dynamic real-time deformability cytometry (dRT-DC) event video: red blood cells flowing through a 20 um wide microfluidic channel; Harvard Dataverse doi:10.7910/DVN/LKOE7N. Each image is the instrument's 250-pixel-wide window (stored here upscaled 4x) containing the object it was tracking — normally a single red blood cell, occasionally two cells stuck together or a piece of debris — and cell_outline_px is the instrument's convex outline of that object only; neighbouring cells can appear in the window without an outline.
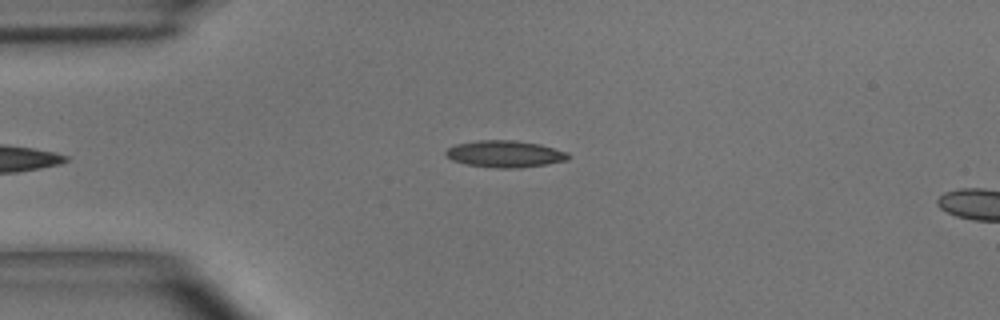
{"species": "common noctule bat (a hibernating species)", "species_latin": "Nyctalus noctula", "temperature_condition": "room temperature", "stored_images_in_passage": 31, "camera_frame_rate_fps": 3000, "um_per_image_px": 0.085, "animal": {"sex": "male", "body_mass_g": 15.6}, "frame": {"image": 1, "passage_image": 1, "time_ms": 0.0, "image_size_px": [1000, 320], "cell_outline_px": [[572, 156], [568, 160], [548, 164], [520, 168], [496, 168], [464, 164], [452, 160], [444, 152], [448, 148], [456, 144], [476, 140], [512, 140], [540, 144], [568, 152]], "centroid_in_image_um": [42.95, 13.09], "position_along_channel_um": 42.1, "area_um2": 19.31}}
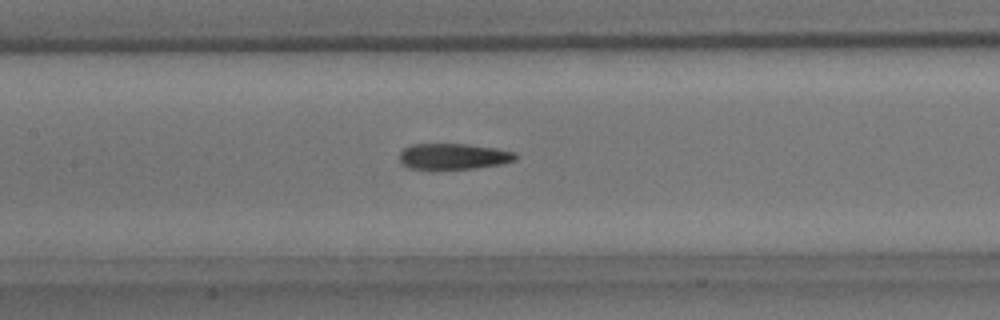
{"frame": {"image": 2, "passage_image": 12, "time_ms": 3.667, "image_size_px": [1000, 320], "cell_outline_px": [[520, 156], [516, 160], [504, 164], [476, 168], [408, 168], [400, 164], [400, 152], [404, 148], [412, 144], [468, 144], [496, 148], [516, 152]], "centroid_in_image_um": [38.6, 13.28], "position_along_channel_um": 168.8, "area_um2": 17.63}}
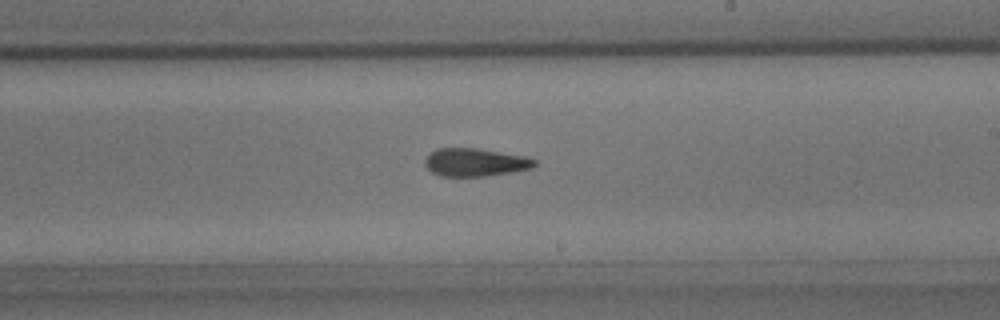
{"frame": {"image": 3, "passage_image": 18, "time_ms": 5.667, "image_size_px": [1000, 320], "cell_outline_px": [[536, 164], [532, 168], [484, 176], [440, 176], [432, 172], [424, 164], [424, 160], [436, 148], [476, 148], [524, 156], [536, 160]], "centroid_in_image_um": [40.36, 13.79], "position_along_channel_um": 248.6, "area_um2": 17.63}, "authors_computed_cell_mechanics": {"area_um2": 18.3226, "velocity_mm_per_s": 3.9941, "shape_relaxation_time_tau1_ms": 7.686, "shape_relaxation_time_tau2_ms": 3.0786, "deformation_change_tau1": 0.2038, "deformation_change_tau2": 0.1209}}